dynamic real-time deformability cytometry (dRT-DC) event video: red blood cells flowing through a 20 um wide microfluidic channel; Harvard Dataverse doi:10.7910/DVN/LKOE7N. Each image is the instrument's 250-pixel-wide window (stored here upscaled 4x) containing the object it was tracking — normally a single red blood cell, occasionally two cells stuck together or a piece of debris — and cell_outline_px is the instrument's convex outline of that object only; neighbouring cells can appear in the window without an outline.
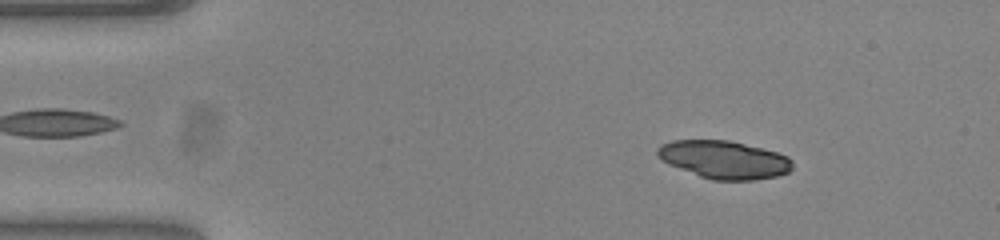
{"species": "common noctule bat (a hibernating species)", "species_latin": "Nyctalus noctula", "temperature_condition": "warm", "stored_images_in_passage": 52, "camera_frame_rate_fps": 3000, "um_per_image_px": 0.085, "animal": {"sex": "female", "body_mass_g": 23.0, "forearm_length_mm": 53.4}, "frame": {"image": 1, "passage_image": 7, "time_ms": 2.0, "image_size_px": [1000, 240], "cell_outline_px": [[792, 168], [788, 172], [776, 176], [752, 180], [712, 180], [700, 176], [668, 164], [660, 160], [656, 156], [656, 148], [660, 144], [672, 140], [728, 140], [776, 152], [788, 156], [792, 160]], "centroid_in_image_um": [61.5, 13.56], "position_along_channel_um": 23.5, "area_um2": 29.82}}